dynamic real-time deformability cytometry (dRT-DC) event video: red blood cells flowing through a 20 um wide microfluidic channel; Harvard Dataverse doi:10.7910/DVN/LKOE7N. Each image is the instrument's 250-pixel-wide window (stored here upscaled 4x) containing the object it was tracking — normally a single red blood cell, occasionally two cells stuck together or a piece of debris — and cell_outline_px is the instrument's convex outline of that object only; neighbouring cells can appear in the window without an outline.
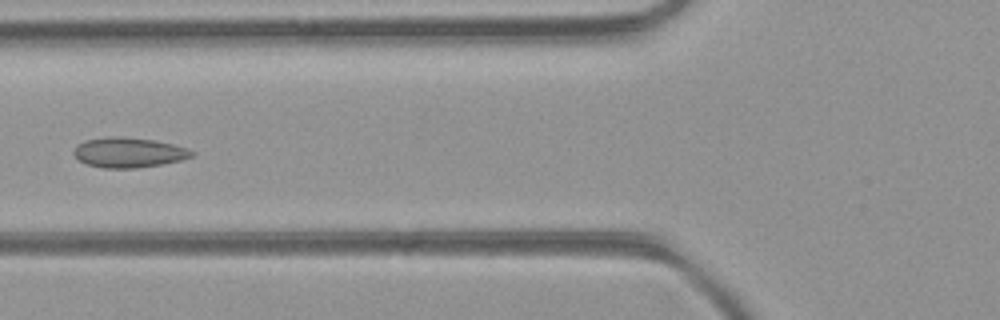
{"species": "common noctule bat (a hibernating species)", "species_latin": "Nyctalus noctula", "temperature_condition": "room temperature", "stored_images_in_passage": 47, "camera_frame_rate_fps": 3000, "um_per_image_px": 0.085, "animal": {"sex": "female", "body_mass_g": 21.9}, "frame": {"image": 1, "passage_image": 18, "time_ms": 5.667, "image_size_px": [1000, 320], "cell_outline_px": [[196, 156], [180, 160], [160, 164], [136, 168], [104, 168], [88, 164], [80, 160], [72, 152], [76, 144], [88, 140], [156, 140], [188, 148], [196, 152]], "centroid_in_image_um": [11.02, 13.02], "position_along_channel_um": 114.8, "area_um2": 19.54}}
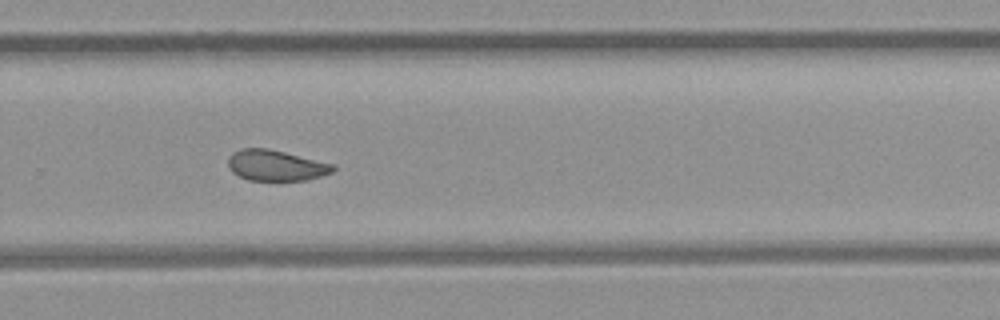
{"frame": {"image": 2, "passage_image": 31, "time_ms": 10.0, "image_size_px": [1000, 320], "cell_outline_px": [[336, 168], [332, 172], [320, 176], [304, 180], [248, 180], [232, 172], [228, 168], [228, 156], [232, 152], [240, 148], [268, 148], [336, 164]], "centroid_in_image_um": [23.44, 14.04], "position_along_channel_um": 306.4, "area_um2": 18.96}}
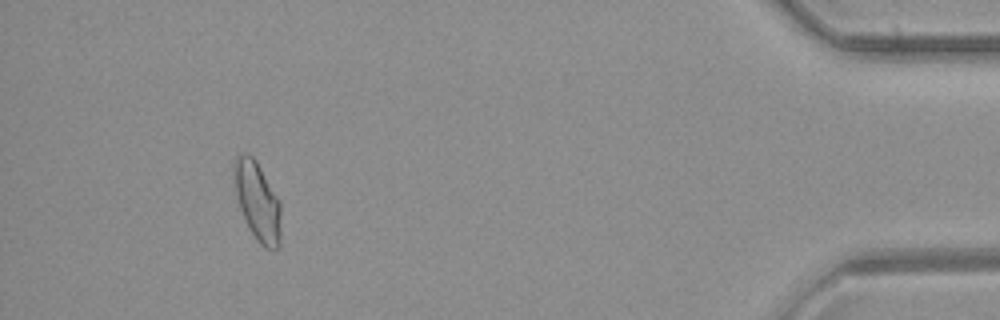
{"frame": {"image": 3, "passage_image": 43, "time_ms": 14.0, "image_size_px": [1000, 320], "cell_outline_px": [[280, 244], [276, 248], [264, 248], [256, 240], [248, 228], [240, 208], [236, 196], [232, 172], [232, 164], [236, 156], [248, 152], [256, 160], [280, 200]], "centroid_in_image_um": [21.86, 17.07], "position_along_channel_um": 413.3, "area_um2": 21.79}}